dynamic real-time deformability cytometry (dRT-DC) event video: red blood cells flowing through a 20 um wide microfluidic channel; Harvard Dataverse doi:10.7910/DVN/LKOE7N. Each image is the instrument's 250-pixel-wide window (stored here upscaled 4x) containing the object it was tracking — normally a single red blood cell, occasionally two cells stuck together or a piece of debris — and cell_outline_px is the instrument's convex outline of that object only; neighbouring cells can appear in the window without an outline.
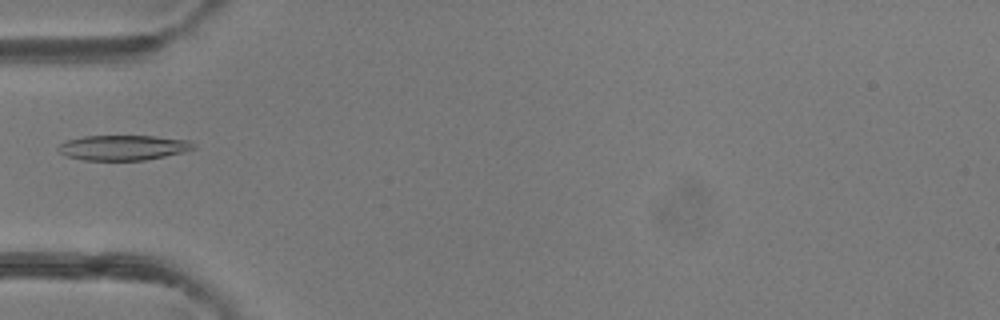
{"species": "common noctule bat (a hibernating species)", "species_latin": "Nyctalus noctula", "temperature_condition": "room temperature", "stored_images_in_passage": 5, "camera_frame_rate_fps": 3000, "um_per_image_px": 0.085, "animal": {"sex": "female"}, "frame": {"image": 1, "passage_image": 5, "time_ms": 4.667, "image_size_px": [1000, 320], "cell_outline_px": [[196, 148], [184, 152], [144, 160], [84, 160], [64, 156], [56, 148], [64, 140], [84, 136], [156, 136], [192, 140], [196, 144]], "centroid_in_image_um": [10.48, 12.54], "position_along_channel_um": 74.5, "area_um2": 20.06}}